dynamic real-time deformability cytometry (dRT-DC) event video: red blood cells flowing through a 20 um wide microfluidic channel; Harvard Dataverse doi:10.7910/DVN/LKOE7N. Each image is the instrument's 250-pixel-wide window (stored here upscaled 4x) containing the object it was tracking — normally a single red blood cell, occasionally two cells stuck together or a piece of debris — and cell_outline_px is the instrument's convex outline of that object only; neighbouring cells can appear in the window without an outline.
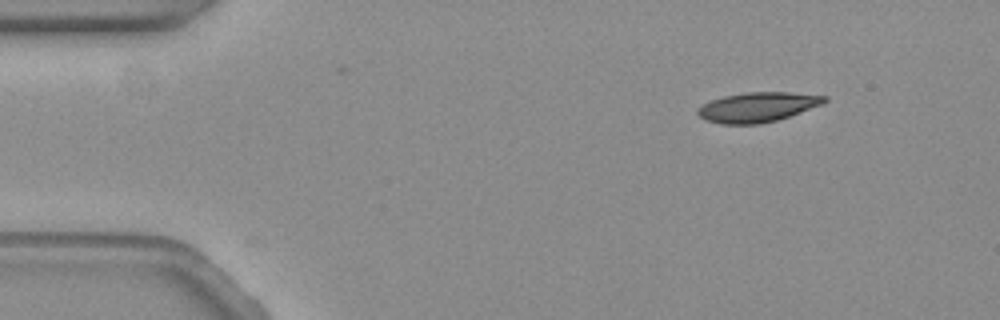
{"species": "common noctule bat (a hibernating species)", "species_latin": "Nyctalus noctula", "temperature_condition": "warm", "stored_images_in_passage": 39, "camera_frame_rate_fps": 3000, "um_per_image_px": 0.085, "animal": {"sex": "female", "body_mass_g": 19.3, "forearm_length_mm": 54.1}, "frame": {"image": 1, "passage_image": 1, "time_ms": 0.0, "image_size_px": [1000, 320], "cell_outline_px": [[828, 100], [824, 104], [776, 120], [760, 124], [720, 124], [704, 120], [696, 112], [704, 104], [712, 100], [724, 96], [748, 92], [788, 92], [828, 96]], "centroid_in_image_um": [64.42, 9.1], "position_along_channel_um": 20.6, "area_um2": 21.85}}
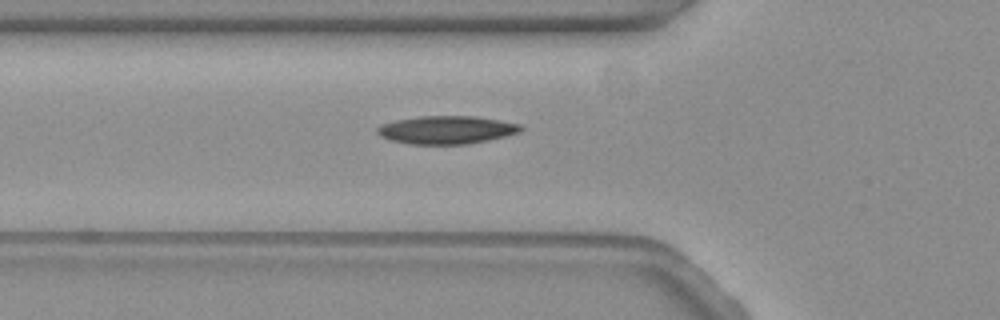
{"frame": {"image": 2, "passage_image": 14, "time_ms": 4.333, "image_size_px": [1000, 320], "cell_outline_px": [[524, 128], [520, 132], [488, 140], [468, 144], [408, 144], [392, 140], [380, 136], [376, 132], [376, 128], [384, 124], [396, 120], [420, 116], [472, 116], [500, 120], [520, 124]], "centroid_in_image_um": [37.96, 11.04], "position_along_channel_um": 87.8, "area_um2": 23.35}}
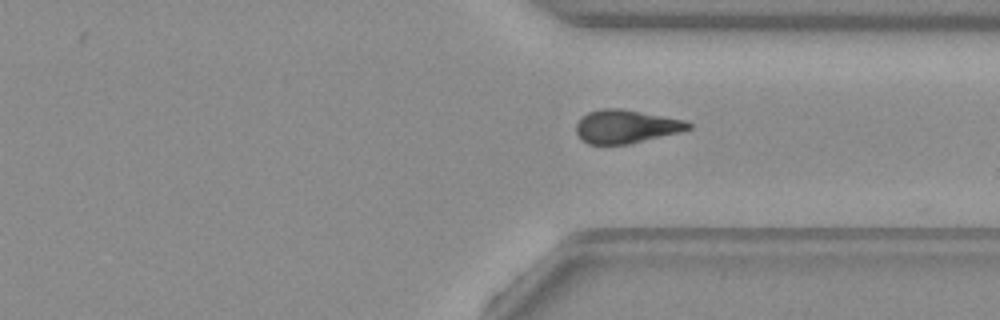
{"frame": {"image": 3, "passage_image": 37, "time_ms": 12.0, "image_size_px": [1000, 320], "cell_outline_px": [[692, 128], [680, 132], [628, 144], [588, 144], [576, 132], [576, 124], [580, 116], [588, 112], [600, 108], [620, 108], [684, 120], [692, 124]], "centroid_in_image_um": [53.19, 10.74], "position_along_channel_um": 358.2, "area_um2": 21.73}}